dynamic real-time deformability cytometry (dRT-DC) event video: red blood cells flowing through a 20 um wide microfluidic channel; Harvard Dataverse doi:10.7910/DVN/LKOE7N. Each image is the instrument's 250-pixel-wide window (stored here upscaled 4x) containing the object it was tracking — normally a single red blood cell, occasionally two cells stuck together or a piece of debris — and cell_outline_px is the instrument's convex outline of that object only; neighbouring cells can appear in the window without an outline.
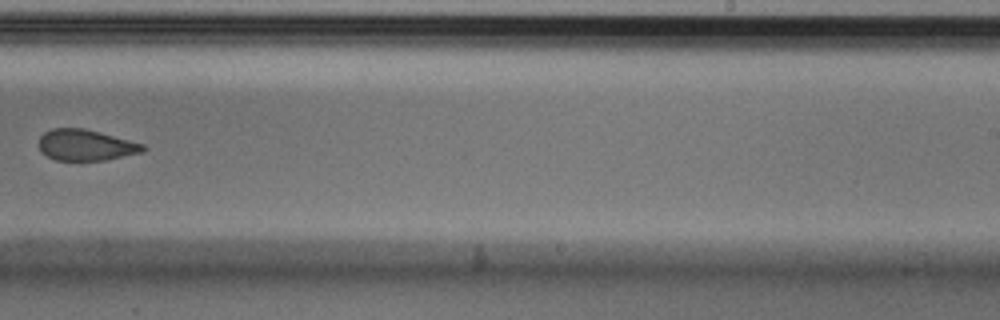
{"species": "Egyptian fruit bat (a non-hibernating species)", "species_latin": "Rousettus aegyptiacus", "temperature_condition": "cold", "stored_images_in_passage": 10, "camera_frame_rate_fps": 3000, "um_per_image_px": 0.085, "animal": {"sex": "male"}, "frame": {"image": 1, "passage_image": 10, "time_ms": 3.0, "image_size_px": [1000, 320], "cell_outline_px": [[148, 148], [144, 152], [104, 160], [56, 160], [40, 152], [40, 136], [44, 132], [52, 128], [84, 128], [100, 132], [144, 144]], "centroid_in_image_um": [7.31, 12.33], "position_along_channel_um": 281.7, "area_um2": 18.84}}